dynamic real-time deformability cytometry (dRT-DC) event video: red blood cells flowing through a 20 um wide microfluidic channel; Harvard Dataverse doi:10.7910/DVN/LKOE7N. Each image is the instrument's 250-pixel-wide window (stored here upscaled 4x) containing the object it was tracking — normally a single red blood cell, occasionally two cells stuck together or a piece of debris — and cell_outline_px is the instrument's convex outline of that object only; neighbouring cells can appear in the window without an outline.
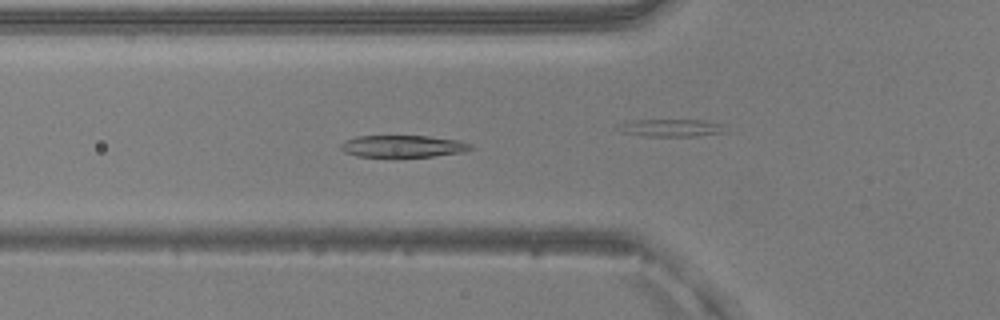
{"species": "common noctule bat (a hibernating species)", "species_latin": "Nyctalus noctula", "temperature_condition": "warm", "stored_images_in_passage": 43, "camera_frame_rate_fps": 3000, "um_per_image_px": 0.085, "animal": {"sex": "male", "body_mass_g": 20.5, "forearm_length_mm": 52.5}, "frame": {"image": 1, "passage_image": 10, "time_ms": 3.0, "image_size_px": [1000, 320], "cell_outline_px": [[472, 148], [464, 152], [432, 156], [356, 156], [344, 152], [340, 148], [340, 144], [344, 140], [356, 136], [428, 136], [460, 140], [472, 144]], "centroid_in_image_um": [34.24, 12.42], "position_along_channel_um": 91.6, "area_um2": 16.59}}
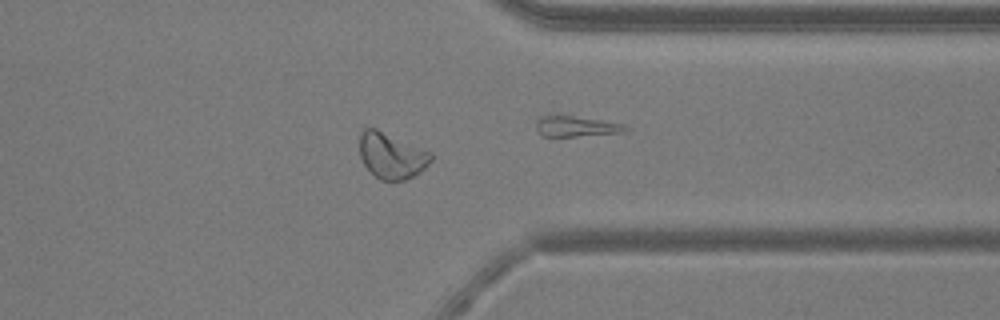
{"frame": {"image": 2, "passage_image": 32, "time_ms": 10.333, "image_size_px": [1000, 320], "cell_outline_px": [[432, 160], [420, 172], [404, 180], [380, 180], [364, 164], [360, 156], [360, 132], [364, 128], [376, 128], [432, 152]], "centroid_in_image_um": [33.28, 13.21], "position_along_channel_um": 378.1, "area_um2": 18.96}}
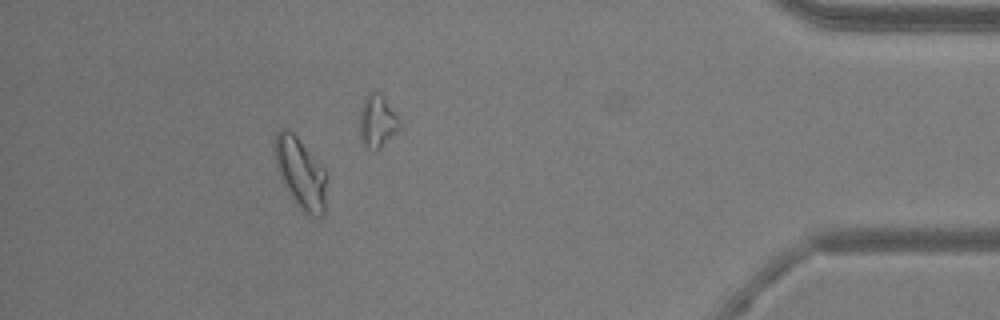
{"frame": {"image": 3, "passage_image": 38, "time_ms": 12.333, "image_size_px": [1000, 320], "cell_outline_px": [[324, 216], [312, 216], [304, 212], [296, 204], [284, 184], [280, 176], [276, 164], [272, 144], [276, 132], [280, 128], [288, 128], [296, 136], [324, 168]], "centroid_in_image_um": [25.48, 14.65], "position_along_channel_um": 409.7, "area_um2": 20.98}, "authors_computed_cell_mechanics": {"area_um2": 17.9758, "velocity_mm_per_s": 3.9674, "shape_relaxation_time_tau1_ms": 3.4438, "shape_relaxation_time_tau2_ms": 2.543, "deformation_change_tau1": 0.1585, "deformation_change_tau2": 0.0972}}